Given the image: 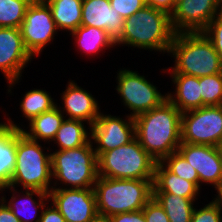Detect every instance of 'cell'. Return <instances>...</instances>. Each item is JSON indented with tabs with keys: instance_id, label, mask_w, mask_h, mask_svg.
I'll list each match as a JSON object with an SVG mask.
<instances>
[{
	"instance_id": "obj_1",
	"label": "cell",
	"mask_w": 222,
	"mask_h": 222,
	"mask_svg": "<svg viewBox=\"0 0 222 222\" xmlns=\"http://www.w3.org/2000/svg\"><path fill=\"white\" fill-rule=\"evenodd\" d=\"M181 117L168 99L134 117L136 139L157 162L177 151L181 144Z\"/></svg>"
},
{
	"instance_id": "obj_2",
	"label": "cell",
	"mask_w": 222,
	"mask_h": 222,
	"mask_svg": "<svg viewBox=\"0 0 222 222\" xmlns=\"http://www.w3.org/2000/svg\"><path fill=\"white\" fill-rule=\"evenodd\" d=\"M174 35L171 16L146 5L136 14L124 19L122 35L115 41V45L169 53Z\"/></svg>"
},
{
	"instance_id": "obj_3",
	"label": "cell",
	"mask_w": 222,
	"mask_h": 222,
	"mask_svg": "<svg viewBox=\"0 0 222 222\" xmlns=\"http://www.w3.org/2000/svg\"><path fill=\"white\" fill-rule=\"evenodd\" d=\"M175 64L170 74H186L195 77L222 73V61L212 42L203 32L175 33L169 53Z\"/></svg>"
},
{
	"instance_id": "obj_4",
	"label": "cell",
	"mask_w": 222,
	"mask_h": 222,
	"mask_svg": "<svg viewBox=\"0 0 222 222\" xmlns=\"http://www.w3.org/2000/svg\"><path fill=\"white\" fill-rule=\"evenodd\" d=\"M154 179H112L98 176L93 190L97 212L108 216L143 209L153 197Z\"/></svg>"
},
{
	"instance_id": "obj_5",
	"label": "cell",
	"mask_w": 222,
	"mask_h": 222,
	"mask_svg": "<svg viewBox=\"0 0 222 222\" xmlns=\"http://www.w3.org/2000/svg\"><path fill=\"white\" fill-rule=\"evenodd\" d=\"M52 179L51 153L44 154L39 141L28 138L18 129L16 166L10 187L15 188L22 184L24 190L37 189L49 193L53 188Z\"/></svg>"
},
{
	"instance_id": "obj_6",
	"label": "cell",
	"mask_w": 222,
	"mask_h": 222,
	"mask_svg": "<svg viewBox=\"0 0 222 222\" xmlns=\"http://www.w3.org/2000/svg\"><path fill=\"white\" fill-rule=\"evenodd\" d=\"M51 166L52 178L57 180L53 188L58 181L65 188H93L98 178L97 155L91 140L77 148L55 150L51 153Z\"/></svg>"
},
{
	"instance_id": "obj_7",
	"label": "cell",
	"mask_w": 222,
	"mask_h": 222,
	"mask_svg": "<svg viewBox=\"0 0 222 222\" xmlns=\"http://www.w3.org/2000/svg\"><path fill=\"white\" fill-rule=\"evenodd\" d=\"M156 160L135 138L97 157L98 176L112 179H154Z\"/></svg>"
},
{
	"instance_id": "obj_8",
	"label": "cell",
	"mask_w": 222,
	"mask_h": 222,
	"mask_svg": "<svg viewBox=\"0 0 222 222\" xmlns=\"http://www.w3.org/2000/svg\"><path fill=\"white\" fill-rule=\"evenodd\" d=\"M181 142L217 147L222 143V105L182 113Z\"/></svg>"
},
{
	"instance_id": "obj_9",
	"label": "cell",
	"mask_w": 222,
	"mask_h": 222,
	"mask_svg": "<svg viewBox=\"0 0 222 222\" xmlns=\"http://www.w3.org/2000/svg\"><path fill=\"white\" fill-rule=\"evenodd\" d=\"M116 79L117 93L121 96L123 104L132 110L130 116L133 118L154 109L167 99L166 94H161L156 85L136 71L123 68L118 71Z\"/></svg>"
},
{
	"instance_id": "obj_10",
	"label": "cell",
	"mask_w": 222,
	"mask_h": 222,
	"mask_svg": "<svg viewBox=\"0 0 222 222\" xmlns=\"http://www.w3.org/2000/svg\"><path fill=\"white\" fill-rule=\"evenodd\" d=\"M20 30L26 50L32 57L39 56L58 32L51 9L44 0H33L28 6Z\"/></svg>"
},
{
	"instance_id": "obj_11",
	"label": "cell",
	"mask_w": 222,
	"mask_h": 222,
	"mask_svg": "<svg viewBox=\"0 0 222 222\" xmlns=\"http://www.w3.org/2000/svg\"><path fill=\"white\" fill-rule=\"evenodd\" d=\"M126 119L100 112L95 123L88 128L91 132L90 140L96 144L93 147H96L94 151L97 157L101 153L126 145L136 138L134 118L128 115Z\"/></svg>"
},
{
	"instance_id": "obj_12",
	"label": "cell",
	"mask_w": 222,
	"mask_h": 222,
	"mask_svg": "<svg viewBox=\"0 0 222 222\" xmlns=\"http://www.w3.org/2000/svg\"><path fill=\"white\" fill-rule=\"evenodd\" d=\"M49 199L66 222H90L98 213L93 188H52Z\"/></svg>"
},
{
	"instance_id": "obj_13",
	"label": "cell",
	"mask_w": 222,
	"mask_h": 222,
	"mask_svg": "<svg viewBox=\"0 0 222 222\" xmlns=\"http://www.w3.org/2000/svg\"><path fill=\"white\" fill-rule=\"evenodd\" d=\"M33 57L26 50L20 28L0 27V70L7 79L8 93L21 78L22 70Z\"/></svg>"
},
{
	"instance_id": "obj_14",
	"label": "cell",
	"mask_w": 222,
	"mask_h": 222,
	"mask_svg": "<svg viewBox=\"0 0 222 222\" xmlns=\"http://www.w3.org/2000/svg\"><path fill=\"white\" fill-rule=\"evenodd\" d=\"M220 13V0H181L171 16L175 33L202 32Z\"/></svg>"
},
{
	"instance_id": "obj_15",
	"label": "cell",
	"mask_w": 222,
	"mask_h": 222,
	"mask_svg": "<svg viewBox=\"0 0 222 222\" xmlns=\"http://www.w3.org/2000/svg\"><path fill=\"white\" fill-rule=\"evenodd\" d=\"M177 151L197 171L199 189H201L202 183L210 184L214 188L220 184L222 161L217 147L181 142Z\"/></svg>"
},
{
	"instance_id": "obj_16",
	"label": "cell",
	"mask_w": 222,
	"mask_h": 222,
	"mask_svg": "<svg viewBox=\"0 0 222 222\" xmlns=\"http://www.w3.org/2000/svg\"><path fill=\"white\" fill-rule=\"evenodd\" d=\"M124 19L109 0H83L81 26L103 29L115 42L123 32Z\"/></svg>"
},
{
	"instance_id": "obj_17",
	"label": "cell",
	"mask_w": 222,
	"mask_h": 222,
	"mask_svg": "<svg viewBox=\"0 0 222 222\" xmlns=\"http://www.w3.org/2000/svg\"><path fill=\"white\" fill-rule=\"evenodd\" d=\"M61 97L63 107L59 105V109L63 114L66 113L65 118L68 116L67 119L81 120L84 123L87 121L88 127L95 123L101 111L96 98L91 93L70 80Z\"/></svg>"
},
{
	"instance_id": "obj_18",
	"label": "cell",
	"mask_w": 222,
	"mask_h": 222,
	"mask_svg": "<svg viewBox=\"0 0 222 222\" xmlns=\"http://www.w3.org/2000/svg\"><path fill=\"white\" fill-rule=\"evenodd\" d=\"M172 82L176 86L175 92L166 93L167 99L173 103L181 113L202 107L200 77L186 74H171Z\"/></svg>"
},
{
	"instance_id": "obj_19",
	"label": "cell",
	"mask_w": 222,
	"mask_h": 222,
	"mask_svg": "<svg viewBox=\"0 0 222 222\" xmlns=\"http://www.w3.org/2000/svg\"><path fill=\"white\" fill-rule=\"evenodd\" d=\"M6 189H9L11 192L13 191L11 199L9 200V202H7V200L5 199L6 197L2 196L1 198H2V201L6 204V206L14 213V215L21 222H32L33 220H35L33 222H39L40 217L42 215V210L44 209L45 205H47L45 203L46 202L49 203V201H50L49 200V193H46V192H43V191L37 190V189H25V191H26L25 194L23 193V191H21L23 194L21 196H22V198L24 197V200H22L17 189H15L14 187L6 186V187H3L2 191L6 190ZM15 192L18 193V195L15 196L14 195ZM34 195L36 197H38L37 200L35 198L33 199ZM17 196H18V198L20 197L19 198L20 200L17 198ZM16 200H18V201L16 202ZM39 209L41 210L40 214L38 212ZM30 210L33 213H32V215L30 214L31 216L28 217ZM26 213H28V215ZM34 218H36V219H34Z\"/></svg>"
},
{
	"instance_id": "obj_20",
	"label": "cell",
	"mask_w": 222,
	"mask_h": 222,
	"mask_svg": "<svg viewBox=\"0 0 222 222\" xmlns=\"http://www.w3.org/2000/svg\"><path fill=\"white\" fill-rule=\"evenodd\" d=\"M7 123H0V185L10 186L16 166L17 130L20 125L7 118Z\"/></svg>"
},
{
	"instance_id": "obj_21",
	"label": "cell",
	"mask_w": 222,
	"mask_h": 222,
	"mask_svg": "<svg viewBox=\"0 0 222 222\" xmlns=\"http://www.w3.org/2000/svg\"><path fill=\"white\" fill-rule=\"evenodd\" d=\"M199 190L193 182L170 172L160 161L156 162L153 193H171L188 199H198Z\"/></svg>"
},
{
	"instance_id": "obj_22",
	"label": "cell",
	"mask_w": 222,
	"mask_h": 222,
	"mask_svg": "<svg viewBox=\"0 0 222 222\" xmlns=\"http://www.w3.org/2000/svg\"><path fill=\"white\" fill-rule=\"evenodd\" d=\"M65 116L59 109L58 105L53 107L51 110L46 111L37 117L29 121V128L21 131L30 139L35 141L44 140V142H51L58 129L61 127ZM30 130V131H29Z\"/></svg>"
},
{
	"instance_id": "obj_23",
	"label": "cell",
	"mask_w": 222,
	"mask_h": 222,
	"mask_svg": "<svg viewBox=\"0 0 222 222\" xmlns=\"http://www.w3.org/2000/svg\"><path fill=\"white\" fill-rule=\"evenodd\" d=\"M59 31L73 32L81 26L83 0H44Z\"/></svg>"
},
{
	"instance_id": "obj_24",
	"label": "cell",
	"mask_w": 222,
	"mask_h": 222,
	"mask_svg": "<svg viewBox=\"0 0 222 222\" xmlns=\"http://www.w3.org/2000/svg\"><path fill=\"white\" fill-rule=\"evenodd\" d=\"M71 34L80 52L83 51L86 55H98L104 49L116 46L112 38L103 29L79 26Z\"/></svg>"
},
{
	"instance_id": "obj_25",
	"label": "cell",
	"mask_w": 222,
	"mask_h": 222,
	"mask_svg": "<svg viewBox=\"0 0 222 222\" xmlns=\"http://www.w3.org/2000/svg\"><path fill=\"white\" fill-rule=\"evenodd\" d=\"M83 122L81 120L64 119L52 140L58 145V150L77 148L90 141L91 132H87Z\"/></svg>"
},
{
	"instance_id": "obj_26",
	"label": "cell",
	"mask_w": 222,
	"mask_h": 222,
	"mask_svg": "<svg viewBox=\"0 0 222 222\" xmlns=\"http://www.w3.org/2000/svg\"><path fill=\"white\" fill-rule=\"evenodd\" d=\"M153 197L163 207L169 222H191L193 205L197 199H188L171 193H153Z\"/></svg>"
},
{
	"instance_id": "obj_27",
	"label": "cell",
	"mask_w": 222,
	"mask_h": 222,
	"mask_svg": "<svg viewBox=\"0 0 222 222\" xmlns=\"http://www.w3.org/2000/svg\"><path fill=\"white\" fill-rule=\"evenodd\" d=\"M23 99L20 102V108L23 116L31 121L38 115L51 110L57 104L54 102V98L42 89H33L23 95Z\"/></svg>"
},
{
	"instance_id": "obj_28",
	"label": "cell",
	"mask_w": 222,
	"mask_h": 222,
	"mask_svg": "<svg viewBox=\"0 0 222 222\" xmlns=\"http://www.w3.org/2000/svg\"><path fill=\"white\" fill-rule=\"evenodd\" d=\"M33 0H0V27L20 28Z\"/></svg>"
},
{
	"instance_id": "obj_29",
	"label": "cell",
	"mask_w": 222,
	"mask_h": 222,
	"mask_svg": "<svg viewBox=\"0 0 222 222\" xmlns=\"http://www.w3.org/2000/svg\"><path fill=\"white\" fill-rule=\"evenodd\" d=\"M202 107L222 105V73L200 77Z\"/></svg>"
},
{
	"instance_id": "obj_30",
	"label": "cell",
	"mask_w": 222,
	"mask_h": 222,
	"mask_svg": "<svg viewBox=\"0 0 222 222\" xmlns=\"http://www.w3.org/2000/svg\"><path fill=\"white\" fill-rule=\"evenodd\" d=\"M170 172L193 182L199 188V176L195 168L178 152H172L160 161Z\"/></svg>"
},
{
	"instance_id": "obj_31",
	"label": "cell",
	"mask_w": 222,
	"mask_h": 222,
	"mask_svg": "<svg viewBox=\"0 0 222 222\" xmlns=\"http://www.w3.org/2000/svg\"><path fill=\"white\" fill-rule=\"evenodd\" d=\"M222 206L212 200L199 210L194 208L191 222H222Z\"/></svg>"
},
{
	"instance_id": "obj_32",
	"label": "cell",
	"mask_w": 222,
	"mask_h": 222,
	"mask_svg": "<svg viewBox=\"0 0 222 222\" xmlns=\"http://www.w3.org/2000/svg\"><path fill=\"white\" fill-rule=\"evenodd\" d=\"M202 32L212 42L222 61V13H218Z\"/></svg>"
},
{
	"instance_id": "obj_33",
	"label": "cell",
	"mask_w": 222,
	"mask_h": 222,
	"mask_svg": "<svg viewBox=\"0 0 222 222\" xmlns=\"http://www.w3.org/2000/svg\"><path fill=\"white\" fill-rule=\"evenodd\" d=\"M110 5L122 17L126 19L136 14L146 6L145 0H109Z\"/></svg>"
},
{
	"instance_id": "obj_34",
	"label": "cell",
	"mask_w": 222,
	"mask_h": 222,
	"mask_svg": "<svg viewBox=\"0 0 222 222\" xmlns=\"http://www.w3.org/2000/svg\"><path fill=\"white\" fill-rule=\"evenodd\" d=\"M147 222H169L163 207L152 197L142 209Z\"/></svg>"
},
{
	"instance_id": "obj_35",
	"label": "cell",
	"mask_w": 222,
	"mask_h": 222,
	"mask_svg": "<svg viewBox=\"0 0 222 222\" xmlns=\"http://www.w3.org/2000/svg\"><path fill=\"white\" fill-rule=\"evenodd\" d=\"M52 204V206H51ZM50 205L44 207L39 222H66L59 210L51 202Z\"/></svg>"
},
{
	"instance_id": "obj_36",
	"label": "cell",
	"mask_w": 222,
	"mask_h": 222,
	"mask_svg": "<svg viewBox=\"0 0 222 222\" xmlns=\"http://www.w3.org/2000/svg\"><path fill=\"white\" fill-rule=\"evenodd\" d=\"M111 220L112 222H147L142 209L134 212L115 214L111 216Z\"/></svg>"
},
{
	"instance_id": "obj_37",
	"label": "cell",
	"mask_w": 222,
	"mask_h": 222,
	"mask_svg": "<svg viewBox=\"0 0 222 222\" xmlns=\"http://www.w3.org/2000/svg\"><path fill=\"white\" fill-rule=\"evenodd\" d=\"M146 5L151 6L155 9H160L171 15L176 7L173 0H145Z\"/></svg>"
},
{
	"instance_id": "obj_38",
	"label": "cell",
	"mask_w": 222,
	"mask_h": 222,
	"mask_svg": "<svg viewBox=\"0 0 222 222\" xmlns=\"http://www.w3.org/2000/svg\"><path fill=\"white\" fill-rule=\"evenodd\" d=\"M0 222H21L2 200L0 201Z\"/></svg>"
},
{
	"instance_id": "obj_39",
	"label": "cell",
	"mask_w": 222,
	"mask_h": 222,
	"mask_svg": "<svg viewBox=\"0 0 222 222\" xmlns=\"http://www.w3.org/2000/svg\"><path fill=\"white\" fill-rule=\"evenodd\" d=\"M90 222H112L111 216L97 213Z\"/></svg>"
},
{
	"instance_id": "obj_40",
	"label": "cell",
	"mask_w": 222,
	"mask_h": 222,
	"mask_svg": "<svg viewBox=\"0 0 222 222\" xmlns=\"http://www.w3.org/2000/svg\"><path fill=\"white\" fill-rule=\"evenodd\" d=\"M215 190H217L218 196L216 195V198L213 200L222 206V180Z\"/></svg>"
},
{
	"instance_id": "obj_41",
	"label": "cell",
	"mask_w": 222,
	"mask_h": 222,
	"mask_svg": "<svg viewBox=\"0 0 222 222\" xmlns=\"http://www.w3.org/2000/svg\"><path fill=\"white\" fill-rule=\"evenodd\" d=\"M222 161V143L217 146Z\"/></svg>"
},
{
	"instance_id": "obj_42",
	"label": "cell",
	"mask_w": 222,
	"mask_h": 222,
	"mask_svg": "<svg viewBox=\"0 0 222 222\" xmlns=\"http://www.w3.org/2000/svg\"><path fill=\"white\" fill-rule=\"evenodd\" d=\"M220 12L222 13V0H220Z\"/></svg>"
},
{
	"instance_id": "obj_43",
	"label": "cell",
	"mask_w": 222,
	"mask_h": 222,
	"mask_svg": "<svg viewBox=\"0 0 222 222\" xmlns=\"http://www.w3.org/2000/svg\"><path fill=\"white\" fill-rule=\"evenodd\" d=\"M2 189H3V186L2 185H0V191L2 192ZM0 192V193H1ZM2 200V198H0V201Z\"/></svg>"
},
{
	"instance_id": "obj_44",
	"label": "cell",
	"mask_w": 222,
	"mask_h": 222,
	"mask_svg": "<svg viewBox=\"0 0 222 222\" xmlns=\"http://www.w3.org/2000/svg\"><path fill=\"white\" fill-rule=\"evenodd\" d=\"M175 4L179 3L181 0H173Z\"/></svg>"
}]
</instances>
